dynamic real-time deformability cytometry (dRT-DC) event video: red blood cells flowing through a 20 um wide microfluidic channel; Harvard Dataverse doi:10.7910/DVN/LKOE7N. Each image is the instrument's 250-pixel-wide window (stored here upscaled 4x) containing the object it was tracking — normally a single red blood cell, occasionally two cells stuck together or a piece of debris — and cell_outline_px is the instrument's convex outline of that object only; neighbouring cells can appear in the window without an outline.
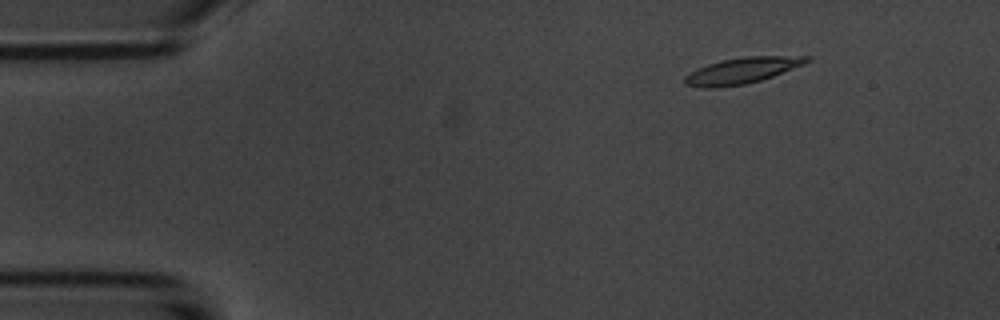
{"species": "common noctule bat (a hibernating species)", "species_latin": "Nyctalus noctula", "temperature_condition": "room temperature", "stored_images_in_passage": 4, "camera_frame_rate_fps": 3000, "um_per_image_px": 0.085, "animal": {"sex": "male", "body_mass_g": 20.1, "forearm_length_mm": 53.5}, "frame": {"image": 1, "passage_image": 2, "time_ms": 1.333, "image_size_px": [1000, 320], "cell_outline_px": [[812, 60], [804, 64], [772, 76], [760, 80], [744, 84], [716, 88], [704, 88], [684, 84], [684, 76], [708, 64], [720, 60], [744, 56], [812, 56]], "centroid_in_image_um": [63.09, 5.99], "position_along_channel_um": 21.9, "area_um2": 18.38}}
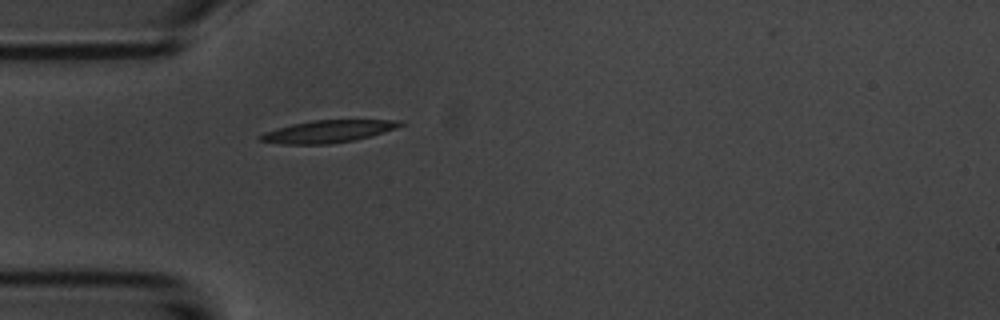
{"frame": {"image": 2, "passage_image": 4, "time_ms": 4.333, "image_size_px": [1000, 320], "cell_outline_px": [[408, 124], [396, 128], [368, 136], [352, 140], [328, 144], [284, 144], [260, 140], [256, 136], [264, 132], [292, 124], [312, 120], [404, 120]], "centroid_in_image_um": [27.89, 11.16], "position_along_channel_um": 57.1, "area_um2": 18.03}}